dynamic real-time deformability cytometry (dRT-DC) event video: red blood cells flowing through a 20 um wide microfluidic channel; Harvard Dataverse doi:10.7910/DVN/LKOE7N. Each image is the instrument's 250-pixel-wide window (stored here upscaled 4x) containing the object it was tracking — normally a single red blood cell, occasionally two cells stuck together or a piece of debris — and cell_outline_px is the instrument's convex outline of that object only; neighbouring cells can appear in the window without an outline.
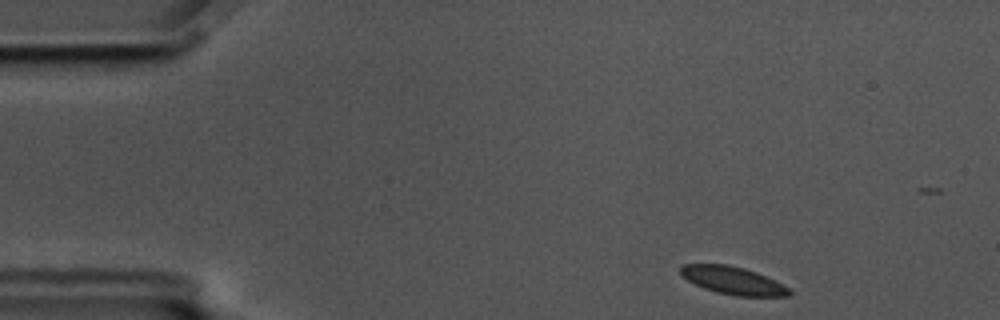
{"species": "common noctule bat (a hibernating species)", "species_latin": "Nyctalus noctula", "temperature_condition": "cold", "stored_images_in_passage": 53, "camera_frame_rate_fps": 3000, "um_per_image_px": 0.085, "animal": {"sex": "male", "body_mass_g": 17.5, "forearm_length_mm": 52.3}, "frame": {"image": 1, "passage_image": 2, "time_ms": 0.333, "image_size_px": [1000, 320], "cell_outline_px": [[792, 292], [788, 296], [736, 296], [716, 292], [704, 288], [688, 280], [680, 272], [680, 268], [684, 264], [728, 264], [744, 268], [756, 272], [788, 288]], "centroid_in_image_um": [62.28, 23.84], "position_along_channel_um": 22.7, "area_um2": 17.22}}
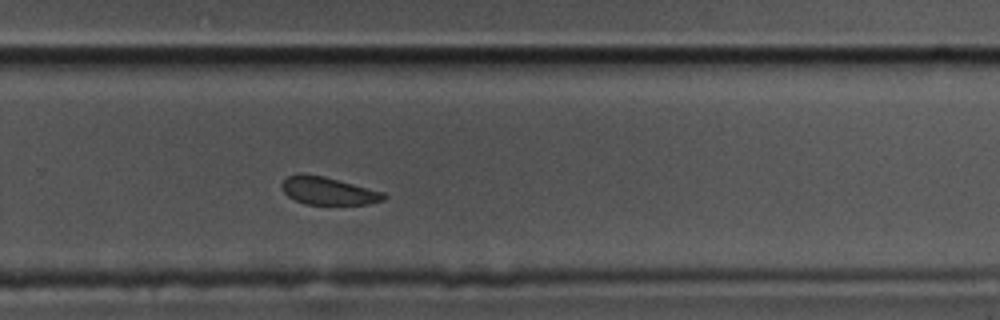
{"frame": {"image": 2, "passage_image": 33, "time_ms": 10.667, "image_size_px": [1000, 320], "cell_outline_px": [[388, 196], [384, 200], [368, 204], [304, 204], [288, 196], [284, 192], [280, 184], [288, 176], [300, 172], [324, 176], [384, 192]], "centroid_in_image_um": [27.89, 16.21], "position_along_channel_um": 301.9, "area_um2": 16.53}}
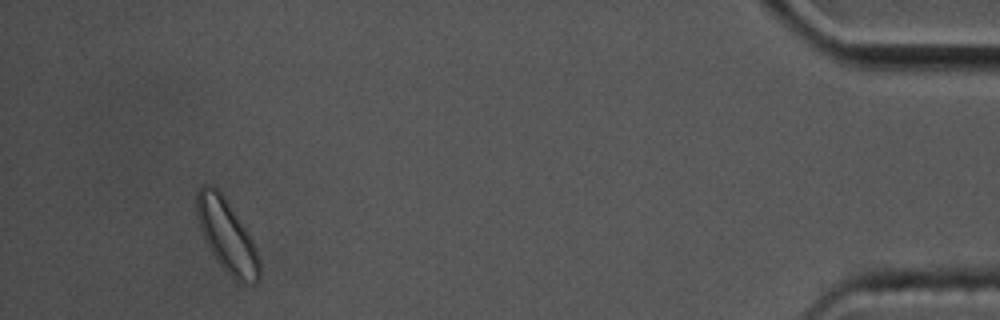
{"frame": {"image": 3, "passage_image": 49, "time_ms": 16.0, "image_size_px": [1000, 320], "cell_outline_px": [[260, 280], [252, 284], [240, 284], [216, 260], [200, 228], [196, 208], [196, 192], [204, 184], [212, 184], [224, 196], [252, 240], [260, 256]], "centroid_in_image_um": [19.31, 20.06], "position_along_channel_um": 415.9, "area_um2": 26.18}, "authors_computed_cell_mechanics": {"area_um2": 17.918, "velocity_mm_per_s": 3.4396, "shape_relaxation_time_tau1_ms": 1.9161, "shape_relaxation_time_tau2_ms": 2.7189, "deformation_change_tau1": 0.0579, "deformation_change_tau2": 0.0789}}